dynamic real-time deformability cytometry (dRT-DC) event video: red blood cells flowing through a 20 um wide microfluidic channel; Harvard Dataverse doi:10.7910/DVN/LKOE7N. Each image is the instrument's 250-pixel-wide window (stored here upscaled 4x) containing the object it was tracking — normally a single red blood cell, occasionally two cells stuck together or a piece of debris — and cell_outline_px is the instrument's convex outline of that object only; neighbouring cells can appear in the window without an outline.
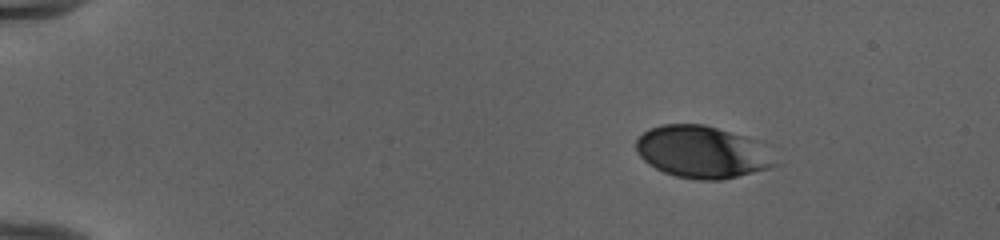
{"species": "human", "species_latin": "Homo sapiens", "temperature_condition": "cold", "stored_images_in_passage": 45, "camera_frame_rate_fps": 3000, "um_per_image_px": 0.085, "donor": {"sex": "female"}, "frame": {"image": 1, "passage_image": 1, "time_ms": 0.0, "image_size_px": [1000, 240], "cell_outline_px": [[780, 164], [768, 168], [720, 180], [700, 180], [676, 176], [664, 172], [648, 164], [640, 156], [636, 148], [636, 140], [648, 128], [660, 124], [704, 124], [764, 140]], "centroid_in_image_um": [59.77, 12.89], "position_along_channel_um": 25.2, "area_um2": 43.0}}
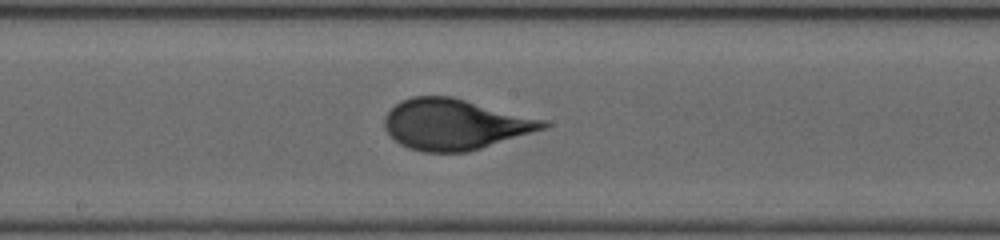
{"frame": {"image": 2, "passage_image": 23, "time_ms": 7.333, "image_size_px": [1000, 240], "cell_outline_px": [[552, 124], [548, 128], [468, 152], [424, 152], [408, 148], [400, 144], [384, 128], [384, 116], [400, 100], [412, 96], [452, 96], [548, 120]], "centroid_in_image_um": [38.71, 10.56], "position_along_channel_um": 209.5, "area_um2": 47.22}}
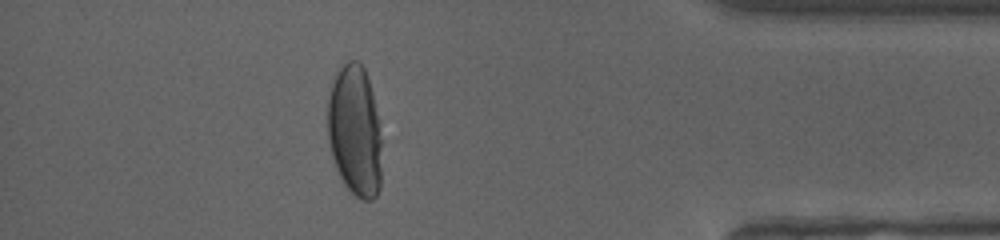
{"frame": {"image": 3, "passage_image": 40, "time_ms": 13.0, "image_size_px": [1000, 240], "cell_outline_px": [[380, 188], [376, 196], [372, 200], [364, 200], [356, 196], [344, 184], [336, 168], [332, 156], [328, 140], [328, 100], [332, 84], [340, 68], [348, 60], [356, 60], [364, 68], [368, 76], [372, 92], [376, 112], [380, 140]], "centroid_in_image_um": [30.15, 11.14], "position_along_channel_um": 405.0, "area_um2": 40.86}}